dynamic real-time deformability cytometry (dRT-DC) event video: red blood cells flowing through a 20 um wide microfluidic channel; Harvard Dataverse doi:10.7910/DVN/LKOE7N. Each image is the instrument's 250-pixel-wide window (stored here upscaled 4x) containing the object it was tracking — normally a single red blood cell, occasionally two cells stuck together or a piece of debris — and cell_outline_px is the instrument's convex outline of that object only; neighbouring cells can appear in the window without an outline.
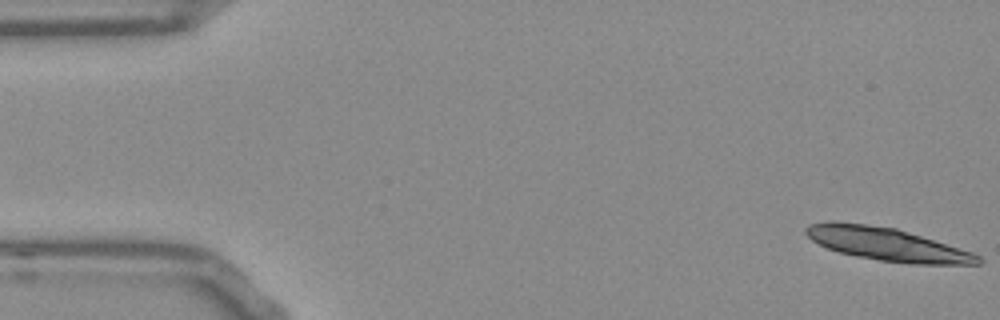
{"species": "Egyptian fruit bat (a non-hibernating species)", "species_latin": "Rousettus aegyptiacus", "temperature_condition": "room temperature", "stored_images_in_passage": 15, "camera_frame_rate_fps": 3000, "um_per_image_px": 0.085, "frame": {"image": 1, "passage_image": 1, "time_ms": 0.0, "image_size_px": [1000, 320], "cell_outline_px": [[984, 260], [980, 264], [912, 264], [880, 260], [856, 256], [840, 252], [828, 248], [812, 240], [804, 232], [804, 228], [808, 224], [828, 220], [836, 220], [868, 224], [896, 228], [972, 252], [980, 256]], "centroid_in_image_um": [75.35, 20.74], "position_along_channel_um": 9.6, "area_um2": 33.18}}